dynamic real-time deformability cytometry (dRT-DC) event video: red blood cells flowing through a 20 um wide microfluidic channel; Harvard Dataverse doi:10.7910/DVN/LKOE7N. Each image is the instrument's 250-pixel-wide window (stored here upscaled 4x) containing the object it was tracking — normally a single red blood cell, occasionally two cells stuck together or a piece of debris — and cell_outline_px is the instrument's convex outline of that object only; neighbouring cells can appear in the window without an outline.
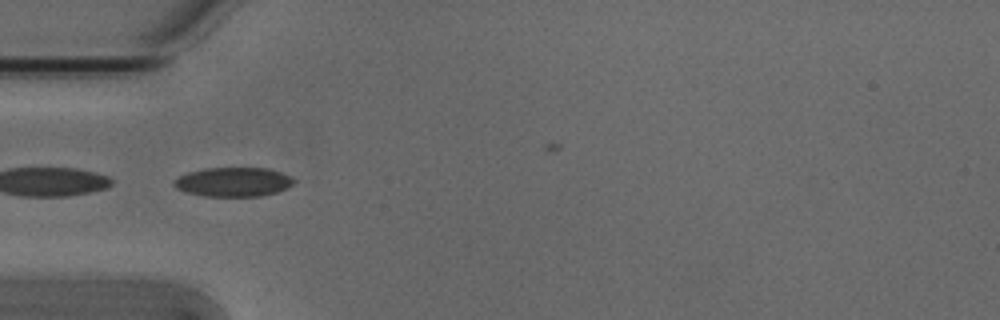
{"species": "Egyptian fruit bat (a non-hibernating species)", "species_latin": "Rousettus aegyptiacus", "temperature_condition": "cold", "stored_images_in_passage": 6, "camera_frame_rate_fps": 3000, "um_per_image_px": 0.085, "animal": {"sex": "male"}, "frame": {"image": 1, "passage_image": 4, "time_ms": 1.0, "image_size_px": [1000, 320], "cell_outline_px": [[296, 180], [288, 188], [276, 192], [260, 196], [204, 196], [184, 192], [176, 188], [172, 184], [172, 180], [188, 172], [204, 168], [268, 168], [292, 176]], "centroid_in_image_um": [19.82, 15.46], "position_along_channel_um": 65.2, "area_um2": 20.58}}
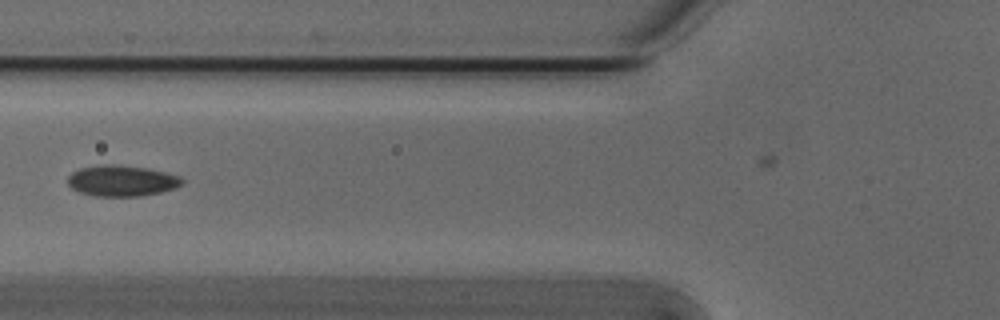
{"frame": {"image": 2, "passage_image": 5, "time_ms": 1.333, "image_size_px": [1000, 320], "cell_outline_px": [[184, 184], [160, 192], [140, 196], [96, 196], [80, 192], [72, 188], [68, 184], [68, 176], [72, 172], [80, 168], [104, 164], [112, 164], [144, 168], [164, 172], [180, 176], [184, 180]], "centroid_in_image_um": [10.34, 15.36], "position_along_channel_um": 115.5, "area_um2": 20.4}}